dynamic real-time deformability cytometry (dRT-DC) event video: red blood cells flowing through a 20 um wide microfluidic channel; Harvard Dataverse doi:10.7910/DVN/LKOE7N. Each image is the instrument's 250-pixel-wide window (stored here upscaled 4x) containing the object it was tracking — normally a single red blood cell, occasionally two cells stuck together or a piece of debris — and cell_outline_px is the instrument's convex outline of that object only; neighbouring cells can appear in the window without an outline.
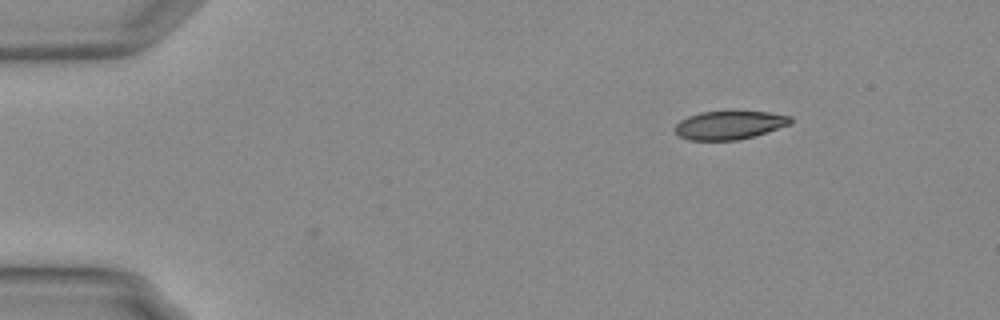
{"species": "Egyptian fruit bat (a non-hibernating species)", "species_latin": "Rousettus aegyptiacus", "temperature_condition": "warm", "stored_images_in_passage": 3, "camera_frame_rate_fps": 3000, "um_per_image_px": 0.085, "animal": {"sex": "female"}, "frame": {"image": 1, "passage_image": 1, "time_ms": 0.0, "image_size_px": [1000, 320], "cell_outline_px": [[792, 124], [740, 140], [688, 140], [680, 136], [672, 128], [680, 120], [688, 116], [700, 112], [768, 112], [792, 116]], "centroid_in_image_um": [61.99, 10.64], "position_along_channel_um": 23.0, "area_um2": 19.13}}